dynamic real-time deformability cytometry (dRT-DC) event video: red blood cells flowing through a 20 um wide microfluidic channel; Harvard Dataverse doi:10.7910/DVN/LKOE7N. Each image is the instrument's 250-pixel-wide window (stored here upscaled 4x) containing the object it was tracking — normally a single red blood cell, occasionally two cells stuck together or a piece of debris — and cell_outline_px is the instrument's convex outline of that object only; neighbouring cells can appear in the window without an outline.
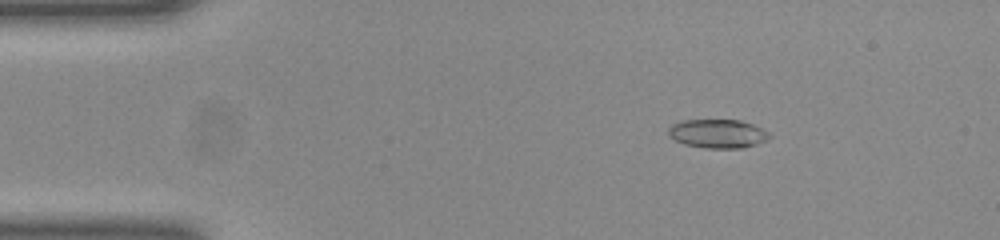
{"species": "common noctule bat (a hibernating species)", "species_latin": "Nyctalus noctula", "temperature_condition": "room temperature", "stored_images_in_passage": 46, "camera_frame_rate_fps": 3000, "um_per_image_px": 0.085, "animal": {"sex": "female", "body_mass_g": 23.0, "forearm_length_mm": 53.4}, "frame": {"image": 1, "passage_image": 2, "time_ms": 0.333, "image_size_px": [1000, 240], "cell_outline_px": [[772, 136], [768, 140], [756, 144], [740, 148], [704, 148], [684, 144], [668, 136], [668, 128], [672, 124], [684, 120], [740, 120], [752, 124], [768, 132]], "centroid_in_image_um": [61.0, 11.36], "position_along_channel_um": 24.0, "area_um2": 16.94}}
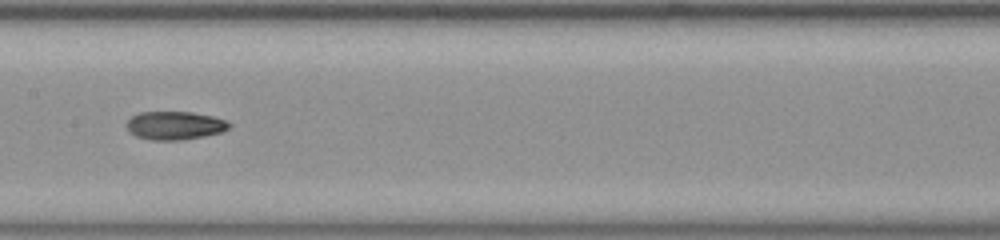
{"frame": {"image": 2, "passage_image": 20, "time_ms": 6.333, "image_size_px": [1000, 240], "cell_outline_px": [[232, 124], [228, 128], [220, 132], [204, 136], [180, 140], [152, 140], [136, 136], [128, 132], [124, 124], [132, 116], [140, 112], [192, 112], [212, 116], [224, 120]], "centroid_in_image_um": [14.8, 10.67], "position_along_channel_um": 192.6, "area_um2": 16.94}}
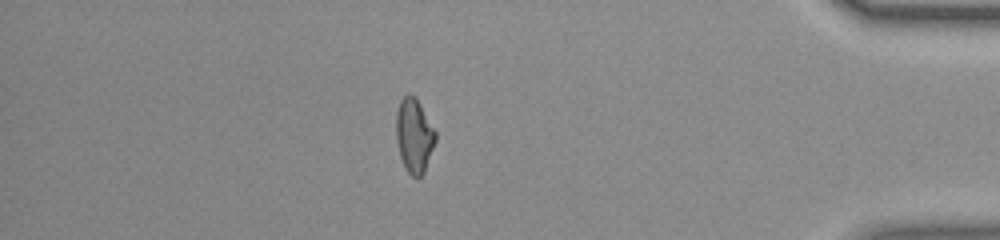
{"frame": {"image": 3, "passage_image": 39, "time_ms": 12.667, "image_size_px": [1000, 240], "cell_outline_px": [[436, 140], [424, 172], [420, 176], [412, 176], [408, 172], [400, 156], [396, 140], [396, 112], [400, 100], [408, 92], [416, 96], [436, 132]], "centroid_in_image_um": [35.19, 11.47], "position_along_channel_um": 400.0, "area_um2": 16.99}, "authors_computed_cell_mechanics": {"area_um2": 16.762, "velocity_mm_per_s": 3.9434, "shape_relaxation_time_tau1_ms": null, "shape_relaxation_time_tau2_ms": 5.9369, "deformation_change_tau1": null, "deformation_change_tau2": 0.1159}}